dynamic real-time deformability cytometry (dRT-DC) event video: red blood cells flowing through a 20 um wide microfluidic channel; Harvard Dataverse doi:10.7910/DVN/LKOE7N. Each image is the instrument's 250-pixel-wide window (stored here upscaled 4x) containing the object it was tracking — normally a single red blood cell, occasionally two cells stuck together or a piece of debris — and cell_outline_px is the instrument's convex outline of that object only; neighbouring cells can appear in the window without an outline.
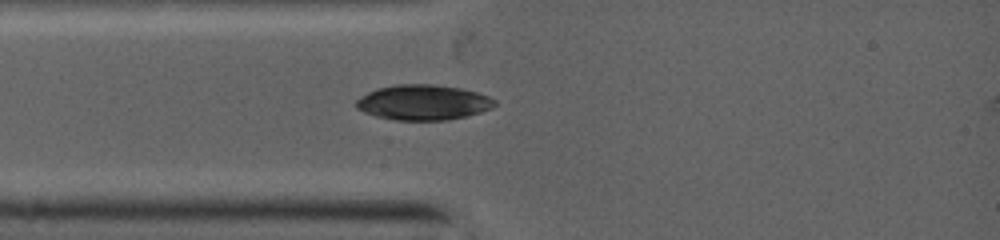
{"species": "common noctule bat (a hibernating species)", "species_latin": "Nyctalus noctula", "temperature_condition": "warm", "stored_images_in_passage": 3, "camera_frame_rate_fps": 5000, "um_per_image_px": 0.085, "animal": {"sex": "female", "body_mass_g": 19.0, "forearm_length_mm": 53.3}, "frame": {"image": 1, "passage_image": 3, "time_ms": 1.8, "image_size_px": [1000, 240], "cell_outline_px": [[496, 104], [480, 112], [448, 120], [396, 120], [376, 116], [364, 112], [356, 108], [356, 100], [368, 92], [380, 88], [396, 84], [428, 84], [460, 88], [476, 92], [488, 96], [496, 100]], "centroid_in_image_um": [35.95, 8.7], "position_along_channel_um": 49.1, "area_um2": 28.09}}